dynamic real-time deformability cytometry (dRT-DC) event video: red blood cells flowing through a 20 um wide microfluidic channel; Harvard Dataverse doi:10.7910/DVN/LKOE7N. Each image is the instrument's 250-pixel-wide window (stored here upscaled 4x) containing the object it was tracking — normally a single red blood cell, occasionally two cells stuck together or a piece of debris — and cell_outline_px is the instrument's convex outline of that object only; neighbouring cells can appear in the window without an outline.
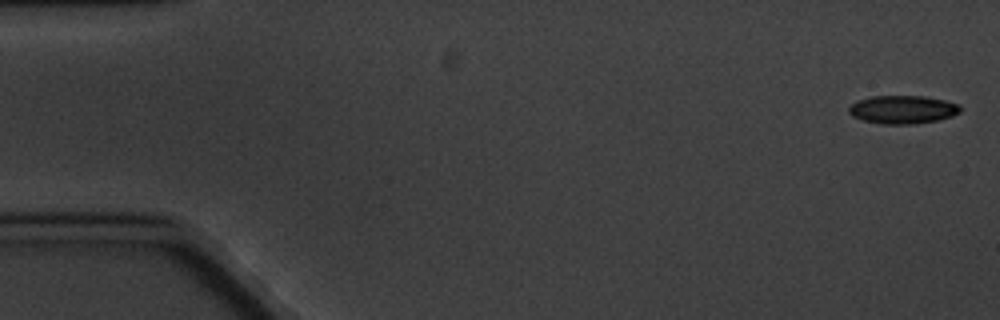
{"species": "common noctule bat (a hibernating species)", "species_latin": "Nyctalus noctula", "temperature_condition": "cold", "stored_images_in_passage": 6, "camera_frame_rate_fps": 3000, "um_per_image_px": 0.085, "animal": {"sex": "male", "body_mass_g": 20.1, "forearm_length_mm": 53.5}, "frame": {"image": 1, "passage_image": 1, "time_ms": 0.0, "image_size_px": [1000, 320], "cell_outline_px": [[960, 112], [952, 116], [936, 120], [908, 124], [884, 124], [864, 120], [852, 116], [848, 112], [848, 108], [856, 100], [872, 96], [924, 96], [944, 100], [960, 104]], "centroid_in_image_um": [76.71, 9.3], "position_along_channel_um": 8.3, "area_um2": 18.21}}
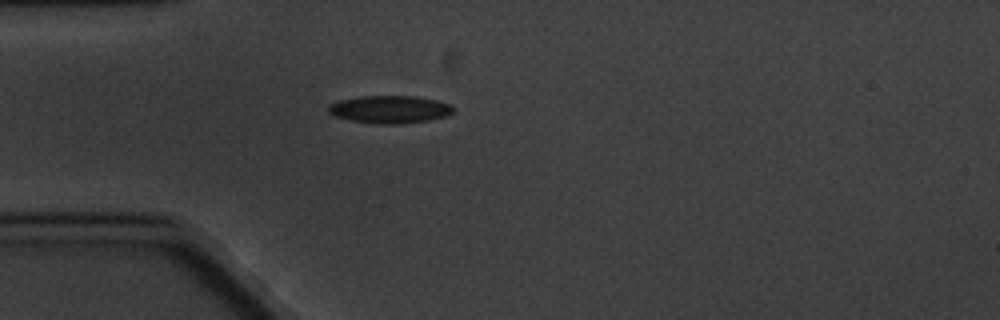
{"frame": {"image": 2, "passage_image": 5, "time_ms": 5.0, "image_size_px": [1000, 320], "cell_outline_px": [[456, 108], [452, 112], [444, 116], [428, 120], [396, 124], [384, 124], [352, 120], [336, 116], [328, 112], [328, 104], [340, 100], [360, 96], [416, 96], [436, 100], [452, 104]], "centroid_in_image_um": [33.15, 9.28], "position_along_channel_um": 51.9, "area_um2": 19.94}}